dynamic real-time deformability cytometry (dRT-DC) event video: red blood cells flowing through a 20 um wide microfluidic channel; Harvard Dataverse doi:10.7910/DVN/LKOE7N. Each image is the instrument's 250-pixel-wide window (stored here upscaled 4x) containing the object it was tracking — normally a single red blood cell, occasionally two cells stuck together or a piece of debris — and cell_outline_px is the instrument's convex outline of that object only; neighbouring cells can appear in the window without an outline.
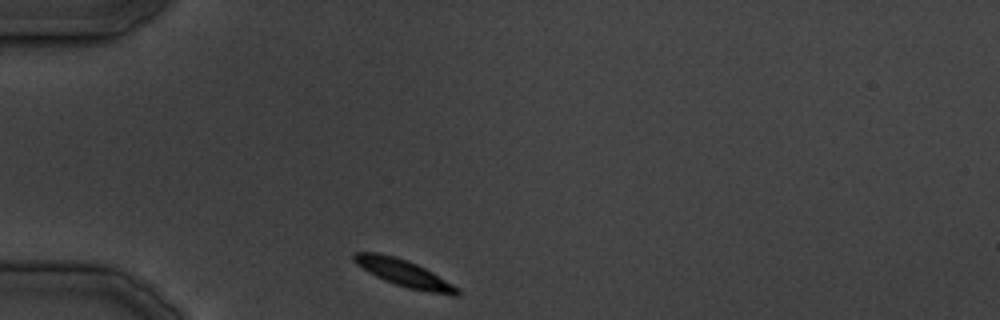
{"species": "common noctule bat (a hibernating species)", "species_latin": "Nyctalus noctula", "temperature_condition": "cold", "stored_images_in_passage": 29, "camera_frame_rate_fps": 3000, "um_per_image_px": 0.085, "animal": {"sex": "male", "body_mass_g": 19.5, "forearm_length_mm": 54.6}, "frame": {"image": 1, "passage_image": 1, "time_ms": 0.0, "image_size_px": [1000, 320], "cell_outline_px": [[460, 296], [452, 296], [428, 292], [408, 288], [384, 280], [376, 276], [356, 264], [352, 260], [352, 252], [380, 252], [396, 256], [408, 260], [432, 272], [460, 288]], "centroid_in_image_um": [34.35, 23.21], "position_along_channel_um": 50.7, "area_um2": 16.42}}
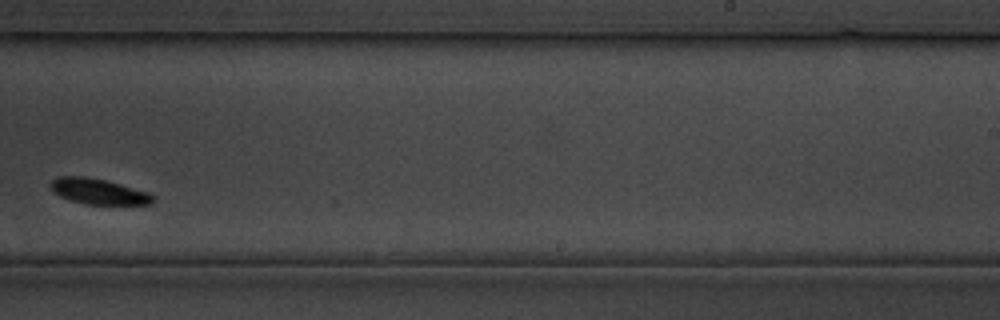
{"frame": {"image": 2, "passage_image": 16, "time_ms": 18.0, "image_size_px": [1000, 320], "cell_outline_px": [[156, 200], [152, 204], [84, 204], [60, 196], [52, 192], [52, 180], [56, 176], [84, 176], [104, 180], [120, 184], [148, 192]], "centroid_in_image_um": [8.37, 16.27], "position_along_channel_um": 280.6, "area_um2": 15.09}}
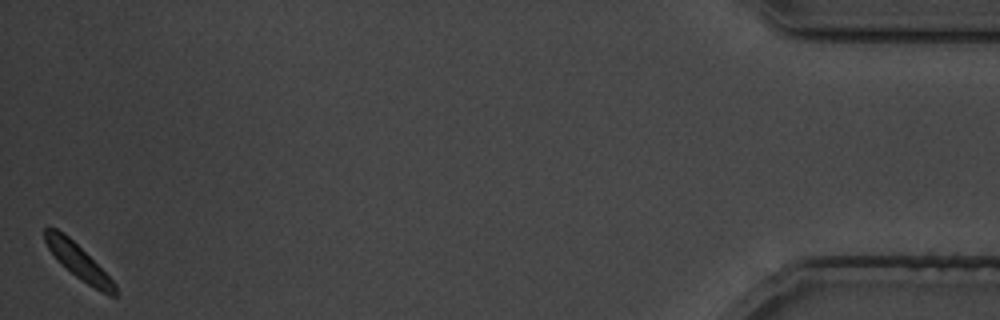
{"frame": {"image": 3, "passage_image": 29, "time_ms": 34.333, "image_size_px": [1000, 320], "cell_outline_px": [[116, 296], [112, 296], [100, 292], [76, 276], [48, 248], [44, 240], [44, 228], [56, 228], [64, 232], [116, 284]], "centroid_in_image_um": [6.66, 22.21], "position_along_channel_um": 428.5, "area_um2": 13.35}}